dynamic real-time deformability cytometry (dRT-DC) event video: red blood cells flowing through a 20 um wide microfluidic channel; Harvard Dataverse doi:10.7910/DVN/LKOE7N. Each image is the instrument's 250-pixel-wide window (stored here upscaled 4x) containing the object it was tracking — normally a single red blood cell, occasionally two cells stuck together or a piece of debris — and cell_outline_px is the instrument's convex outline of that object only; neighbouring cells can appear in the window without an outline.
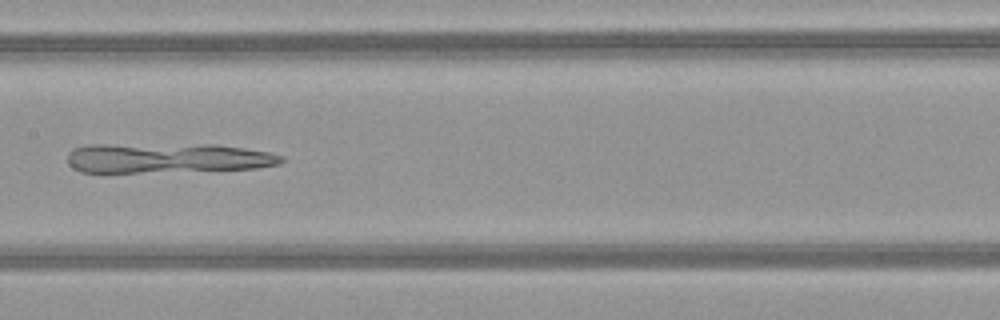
{"species": "common noctule bat (a hibernating species)", "species_latin": "Nyctalus noctula", "temperature_condition": "warm", "stored_images_in_passage": 50, "camera_frame_rate_fps": 3000, "um_per_image_px": 0.085, "animal": {"sex": "female", "body_mass_g": 21.9}, "frame": {"image": 1, "passage_image": 26, "time_ms": 8.333, "image_size_px": [1000, 320], "cell_outline_px": [[284, 160], [280, 164], [256, 168], [136, 172], [80, 172], [72, 168], [68, 164], [68, 152], [72, 148], [88, 144], [216, 144], [244, 148], [268, 152], [284, 156]], "centroid_in_image_um": [14.16, 13.41], "position_along_channel_um": 193.2, "area_um2": 37.34}}
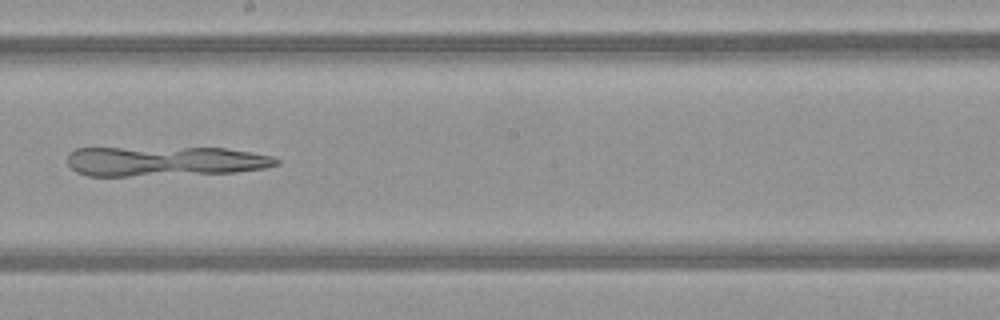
{"frame": {"image": 2, "passage_image": 29, "time_ms": 9.333, "image_size_px": [1000, 320], "cell_outline_px": [[280, 164], [264, 168], [236, 172], [128, 176], [88, 176], [76, 172], [68, 164], [68, 156], [76, 148], [224, 148], [272, 156], [280, 160]], "centroid_in_image_um": [14.0, 13.71], "position_along_channel_um": 234.2, "area_um2": 36.13}}